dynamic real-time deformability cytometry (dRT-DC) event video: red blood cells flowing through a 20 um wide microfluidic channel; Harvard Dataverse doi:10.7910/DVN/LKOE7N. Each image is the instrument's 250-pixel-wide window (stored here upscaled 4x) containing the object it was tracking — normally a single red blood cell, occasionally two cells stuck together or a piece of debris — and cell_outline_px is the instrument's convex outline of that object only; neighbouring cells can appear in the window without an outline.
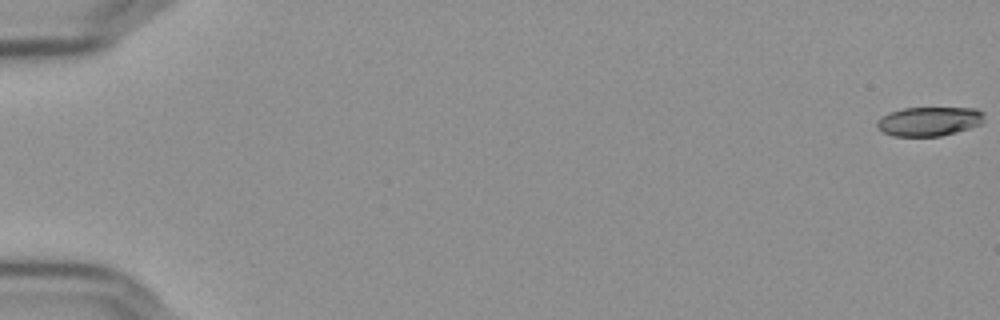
{"species": "Egyptian fruit bat (a non-hibernating species)", "species_latin": "Rousettus aegyptiacus", "temperature_condition": "cold", "stored_images_in_passage": 57, "camera_frame_rate_fps": 3000, "um_per_image_px": 0.085, "frame": {"image": 1, "passage_image": 1, "time_ms": 0.0, "image_size_px": [1000, 320], "cell_outline_px": [[984, 120], [980, 124], [956, 132], [940, 136], [892, 136], [876, 128], [876, 124], [888, 112], [904, 108], [976, 108], [984, 112]], "centroid_in_image_um": [78.99, 10.31], "position_along_channel_um": 6.0, "area_um2": 18.15}}
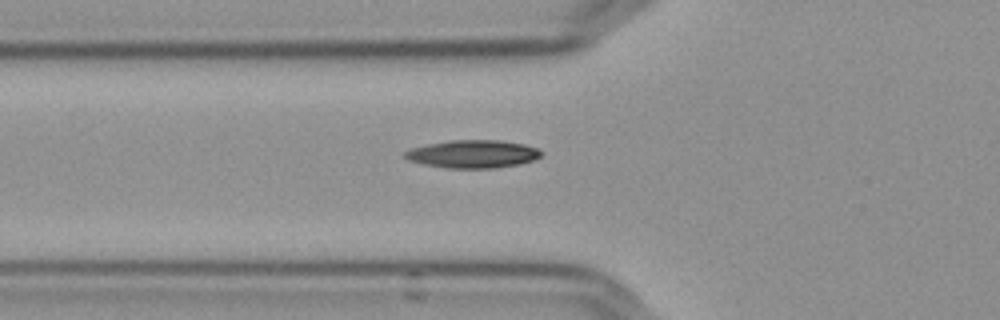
{"frame": {"image": 2, "passage_image": 22, "time_ms": 7.0, "image_size_px": [1000, 320], "cell_outline_px": [[544, 152], [540, 156], [532, 160], [516, 164], [496, 168], [448, 168], [424, 164], [408, 160], [404, 156], [404, 152], [412, 148], [428, 144], [448, 140], [500, 140], [524, 144], [540, 148]], "centroid_in_image_um": [40.21, 13.08], "position_along_channel_um": 85.6, "area_um2": 22.14}}
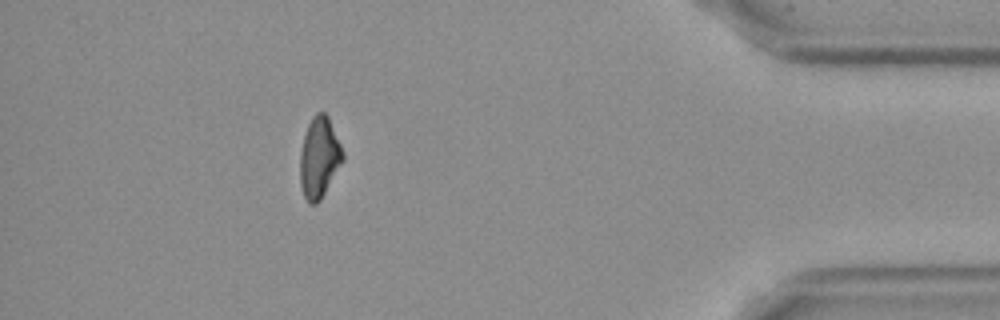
{"frame": {"image": 3, "passage_image": 52, "time_ms": 17.0, "image_size_px": [1000, 320], "cell_outline_px": [[344, 160], [320, 200], [316, 204], [308, 204], [304, 196], [300, 184], [300, 152], [304, 136], [308, 124], [312, 116], [316, 112], [324, 112], [328, 116], [344, 152]], "centroid_in_image_um": [27.13, 13.39], "position_along_channel_um": 408.1, "area_um2": 20.17}}